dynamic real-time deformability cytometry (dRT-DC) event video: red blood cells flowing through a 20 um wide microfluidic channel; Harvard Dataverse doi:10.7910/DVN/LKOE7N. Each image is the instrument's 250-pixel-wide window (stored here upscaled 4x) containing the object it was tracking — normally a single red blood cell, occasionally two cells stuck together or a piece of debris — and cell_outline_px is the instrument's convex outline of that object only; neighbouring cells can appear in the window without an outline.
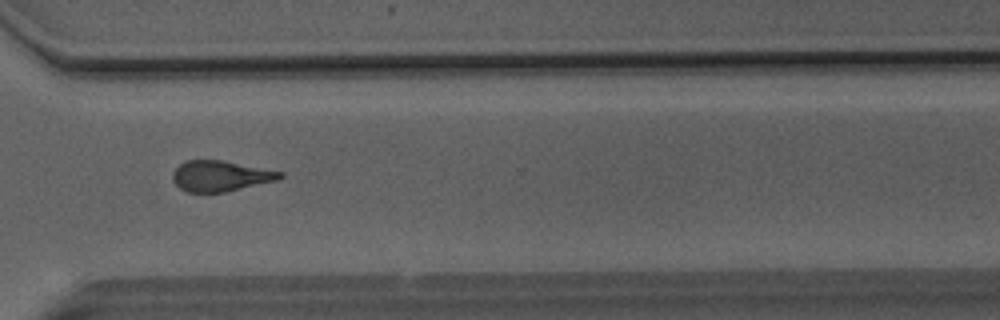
{"species": "Egyptian fruit bat (a non-hibernating species)", "species_latin": "Rousettus aegyptiacus", "temperature_condition": "room temperature", "stored_images_in_passage": 50, "camera_frame_rate_fps": 3000, "um_per_image_px": 0.085, "animal": {"sex": "male"}, "frame": {"image": 1, "passage_image": 37, "time_ms": 12.0, "image_size_px": [1000, 320], "cell_outline_px": [[284, 176], [280, 180], [224, 192], [188, 192], [180, 188], [172, 180], [172, 172], [184, 160], [224, 160], [284, 172]], "centroid_in_image_um": [18.77, 14.95], "position_along_channel_um": 351.8, "area_um2": 19.36}}
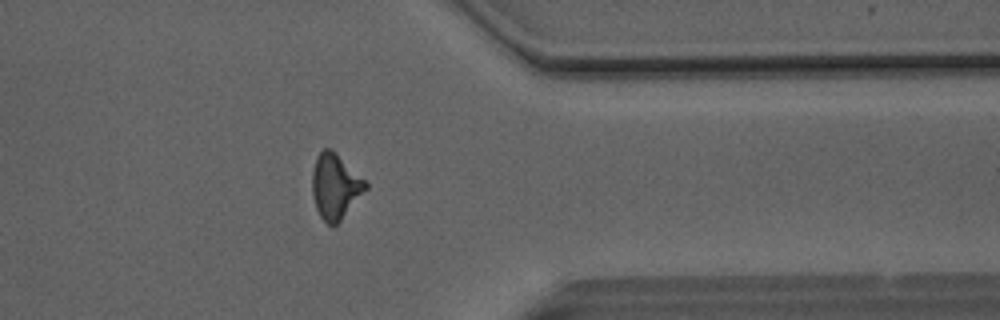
{"frame": {"image": 2, "passage_image": 40, "time_ms": 13.0, "image_size_px": [1000, 320], "cell_outline_px": [[368, 188], [340, 220], [336, 224], [328, 224], [320, 216], [316, 208], [312, 196], [312, 172], [316, 156], [324, 148], [332, 148], [368, 184]], "centroid_in_image_um": [28.47, 15.81], "position_along_channel_um": 382.9, "area_um2": 20.06}}
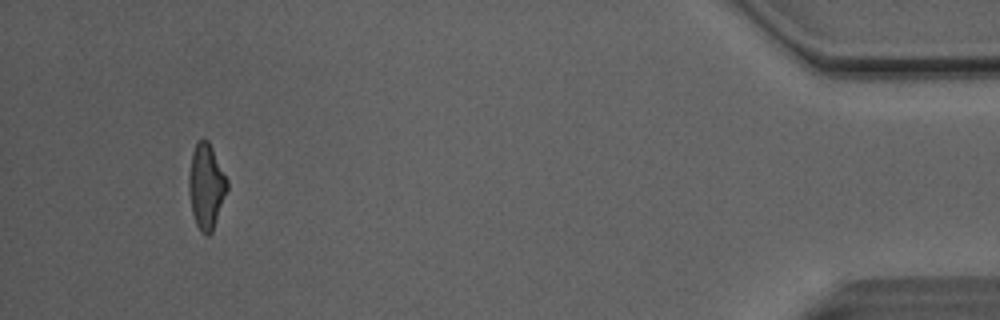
{"frame": {"image": 3, "passage_image": 47, "time_ms": 15.333, "image_size_px": [1000, 320], "cell_outline_px": [[228, 188], [212, 232], [208, 236], [200, 232], [196, 224], [192, 212], [188, 188], [188, 176], [192, 152], [196, 144], [204, 136], [208, 140], [228, 180]], "centroid_in_image_um": [17.52, 15.83], "position_along_channel_um": 417.7, "area_um2": 19.02}, "authors_computed_cell_mechanics": {"area_um2": 20.1722, "velocity_mm_per_s": 4.1285, "shape_relaxation_time_tau1_ms": 8.4524, "shape_relaxation_time_tau2_ms": 3.0701, "deformation_change_tau1": 0.2359, "deformation_change_tau2": 0.1497}}